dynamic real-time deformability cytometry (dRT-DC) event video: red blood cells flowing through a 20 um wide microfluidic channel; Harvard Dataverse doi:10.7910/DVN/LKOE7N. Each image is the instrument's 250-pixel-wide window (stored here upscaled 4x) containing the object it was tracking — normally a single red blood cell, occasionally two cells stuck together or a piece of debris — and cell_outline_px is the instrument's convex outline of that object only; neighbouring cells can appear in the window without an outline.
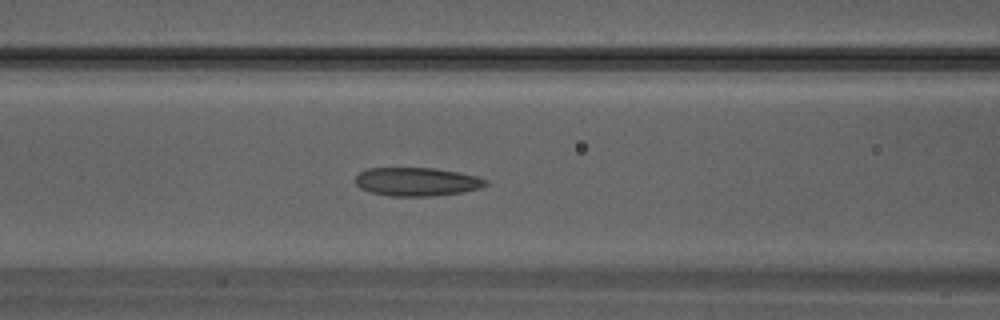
{"species": "Egyptian fruit bat (a non-hibernating species)", "species_latin": "Rousettus aegyptiacus", "temperature_condition": "warm", "stored_images_in_passage": 32, "camera_frame_rate_fps": 3000, "um_per_image_px": 0.085, "animal": {"sex": "male"}, "frame": {"image": 1, "passage_image": 14, "time_ms": 4.333, "image_size_px": [1000, 320], "cell_outline_px": [[488, 184], [480, 188], [460, 192], [432, 196], [392, 196], [368, 192], [360, 188], [356, 184], [356, 176], [360, 172], [368, 168], [436, 168], [476, 176], [488, 180]], "centroid_in_image_um": [35.41, 15.45], "position_along_channel_um": 131.2, "area_um2": 21.56}}
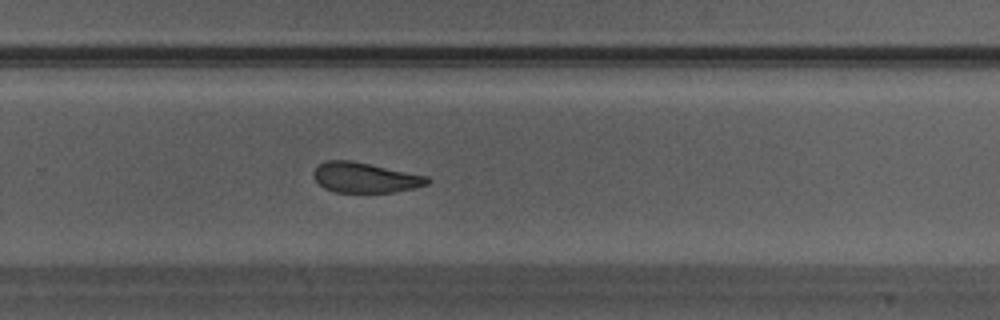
{"frame": {"image": 2, "passage_image": 22, "time_ms": 7.0, "image_size_px": [1000, 320], "cell_outline_px": [[432, 180], [428, 184], [416, 188], [392, 192], [332, 192], [324, 188], [312, 176], [312, 172], [316, 164], [324, 160], [348, 160], [428, 176]], "centroid_in_image_um": [30.99, 15.09], "position_along_channel_um": 298.8, "area_um2": 20.11}}
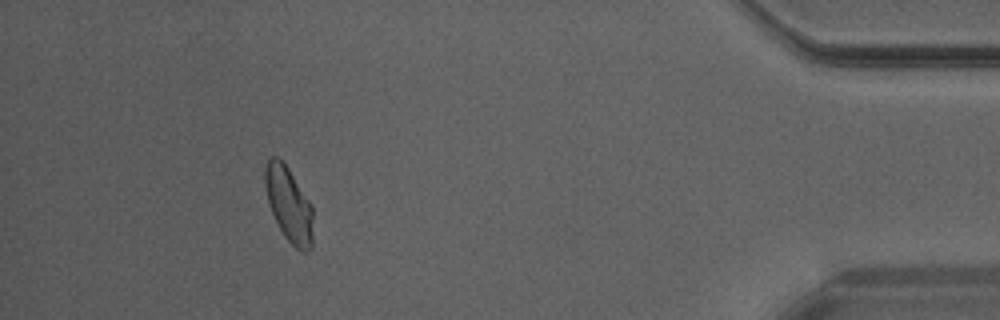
{"frame": {"image": 3, "passage_image": 30, "time_ms": 9.667, "image_size_px": [1000, 320], "cell_outline_px": [[312, 248], [308, 252], [300, 252], [284, 236], [268, 204], [264, 184], [264, 168], [268, 160], [272, 156], [276, 156], [288, 168], [312, 204]], "centroid_in_image_um": [24.55, 17.38], "position_along_channel_um": 410.6, "area_um2": 20.92}}